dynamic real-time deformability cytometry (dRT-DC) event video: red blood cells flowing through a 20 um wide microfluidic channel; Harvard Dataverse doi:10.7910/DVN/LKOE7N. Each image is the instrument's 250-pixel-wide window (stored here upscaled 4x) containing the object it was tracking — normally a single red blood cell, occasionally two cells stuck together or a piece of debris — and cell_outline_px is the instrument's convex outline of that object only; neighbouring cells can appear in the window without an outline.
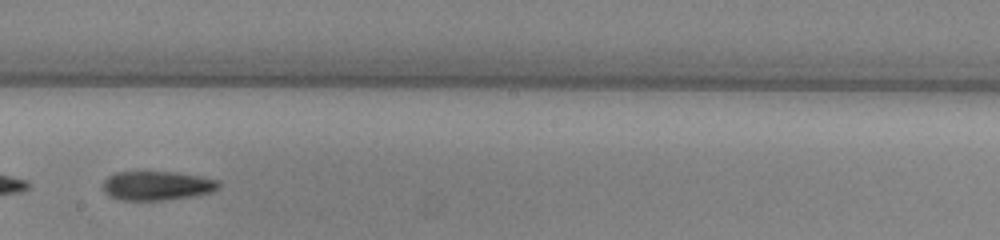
{"species": "common noctule bat (a hibernating species)", "species_latin": "Nyctalus noctula", "temperature_condition": "warm", "stored_images_in_passage": 51, "segment_of_instrument_passage": [2, 2], "camera_frame_rate_fps": 3000, "um_per_image_px": 0.085, "animal": {"sex": "male", "body_mass_g": 13.0, "forearm_length_mm": 53.1}, "frame": {"image": 1, "passage_image": 29, "time_ms": 9.333, "image_size_px": [1000, 240], "cell_outline_px": [[220, 188], [212, 192], [192, 196], [164, 200], [120, 200], [108, 196], [104, 192], [104, 180], [108, 176], [116, 172], [172, 172], [200, 176], [220, 180]], "centroid_in_image_um": [13.36, 15.78], "position_along_channel_um": 234.8, "area_um2": 19.71}}
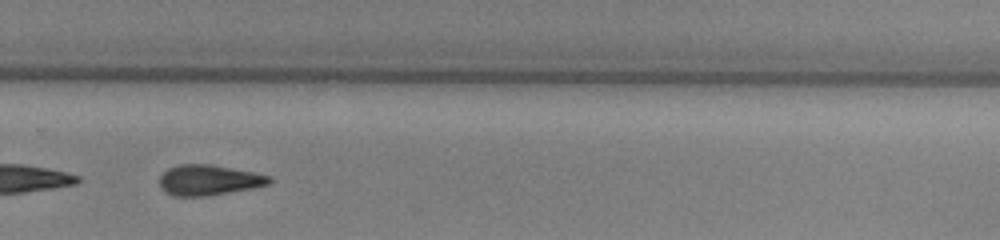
{"frame": {"image": 2, "passage_image": 35, "time_ms": 11.333, "image_size_px": [1000, 240], "cell_outline_px": [[272, 184], [252, 188], [208, 196], [172, 196], [164, 192], [160, 188], [160, 176], [168, 168], [176, 164], [208, 164], [252, 172], [272, 176]], "centroid_in_image_um": [17.73, 15.31], "position_along_channel_um": 312.1, "area_um2": 19.59}}